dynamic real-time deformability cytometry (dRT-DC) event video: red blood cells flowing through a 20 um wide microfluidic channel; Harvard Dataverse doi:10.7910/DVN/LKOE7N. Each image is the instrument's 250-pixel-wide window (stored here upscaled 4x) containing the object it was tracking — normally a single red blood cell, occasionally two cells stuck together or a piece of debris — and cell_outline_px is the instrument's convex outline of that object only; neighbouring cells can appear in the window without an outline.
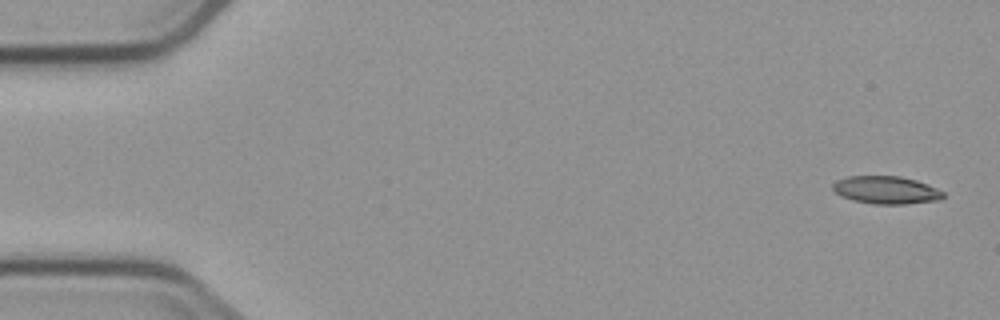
{"species": "common noctule bat (a hibernating species)", "species_latin": "Nyctalus noctula", "temperature_condition": "cold", "stored_images_in_passage": 6, "camera_frame_rate_fps": 3000, "um_per_image_px": 0.085, "animal": {"sex": "male", "body_mass_g": 23.1, "forearm_length_mm": 52.7}, "frame": {"image": 1, "passage_image": 1, "time_ms": 0.0, "image_size_px": [1000, 320], "cell_outline_px": [[944, 196], [940, 200], [904, 204], [872, 204], [852, 200], [836, 192], [832, 188], [832, 184], [836, 180], [848, 176], [900, 176], [916, 180], [928, 184], [944, 192]], "centroid_in_image_um": [75.33, 16.15], "position_along_channel_um": 9.7, "area_um2": 17.86}}
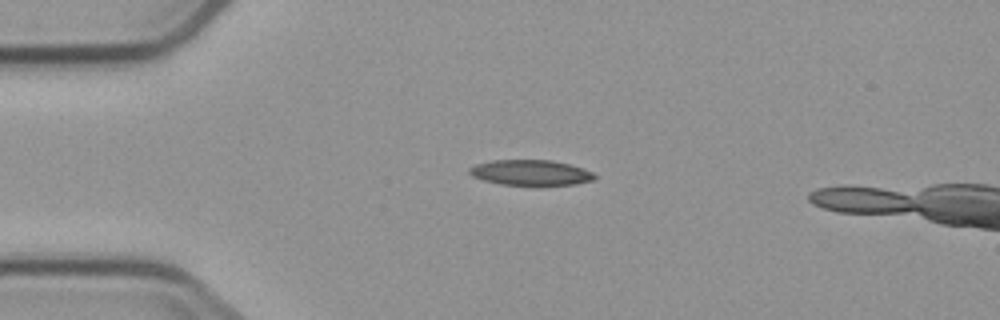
{"frame": {"image": 2, "passage_image": 4, "time_ms": 3.667, "image_size_px": [1000, 320], "cell_outline_px": [[596, 176], [592, 180], [572, 184], [500, 184], [484, 180], [472, 176], [468, 172], [468, 168], [476, 164], [492, 160], [552, 160], [568, 164], [592, 172]], "centroid_in_image_um": [45.04, 14.65], "position_along_channel_um": 40.0, "area_um2": 18.09}}